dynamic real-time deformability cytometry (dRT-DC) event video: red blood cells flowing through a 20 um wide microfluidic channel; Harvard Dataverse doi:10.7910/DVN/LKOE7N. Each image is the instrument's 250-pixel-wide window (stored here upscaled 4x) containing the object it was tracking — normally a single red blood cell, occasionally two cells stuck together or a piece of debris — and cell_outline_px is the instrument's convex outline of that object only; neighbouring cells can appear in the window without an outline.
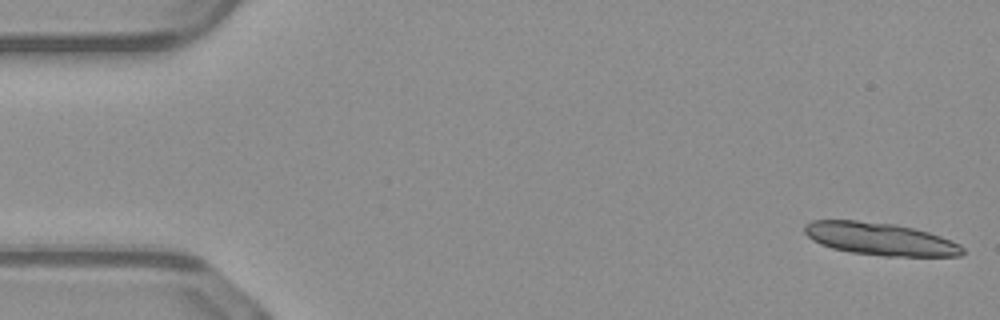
{"species": "common noctule bat (a hibernating species)", "species_latin": "Nyctalus noctula", "temperature_condition": "warm", "stored_images_in_passage": 14, "camera_frame_rate_fps": 3000, "um_per_image_px": 0.085, "animal": {"sex": "male", "body_mass_g": 23.1, "forearm_length_mm": 52.7}, "frame": {"image": 1, "passage_image": 1, "time_ms": 0.0, "image_size_px": [1000, 320], "cell_outline_px": [[964, 252], [960, 256], [884, 256], [852, 252], [832, 248], [820, 244], [812, 240], [804, 232], [804, 224], [812, 220], [856, 220], [896, 224], [928, 232], [952, 240], [960, 244], [964, 248]], "centroid_in_image_um": [74.8, 20.3], "position_along_channel_um": 10.2, "area_um2": 30.06}}